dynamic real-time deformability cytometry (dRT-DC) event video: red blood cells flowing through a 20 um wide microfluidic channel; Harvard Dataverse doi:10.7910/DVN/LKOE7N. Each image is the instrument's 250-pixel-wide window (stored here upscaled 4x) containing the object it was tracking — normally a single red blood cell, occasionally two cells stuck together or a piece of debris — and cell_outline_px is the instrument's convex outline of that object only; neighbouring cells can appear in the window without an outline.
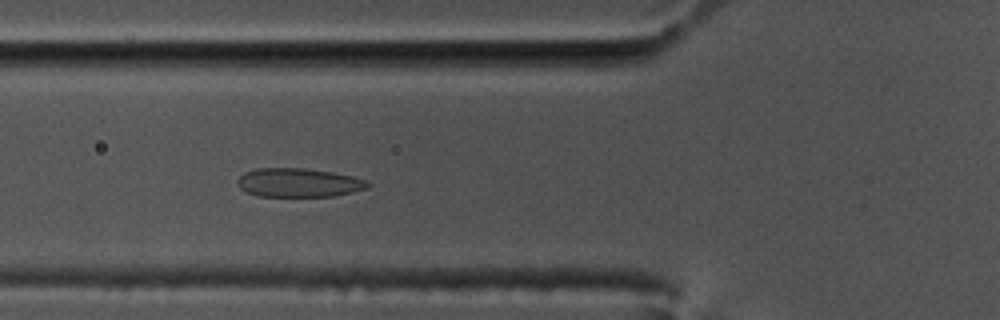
{"species": "common noctule bat (a hibernating species)", "species_latin": "Nyctalus noctula", "temperature_condition": "cold", "stored_images_in_passage": 52, "camera_frame_rate_fps": 3000, "um_per_image_px": 0.085, "animal": {"sex": "male", "body_mass_g": 17.5, "forearm_length_mm": 52.3}, "frame": {"image": 1, "passage_image": 15, "time_ms": 4.667, "image_size_px": [1000, 320], "cell_outline_px": [[372, 184], [368, 188], [332, 196], [260, 196], [248, 192], [240, 188], [236, 184], [236, 180], [244, 172], [256, 168], [304, 168], [332, 172], [352, 176], [368, 180]], "centroid_in_image_um": [25.38, 15.51], "position_along_channel_um": 100.4, "area_um2": 21.91}}
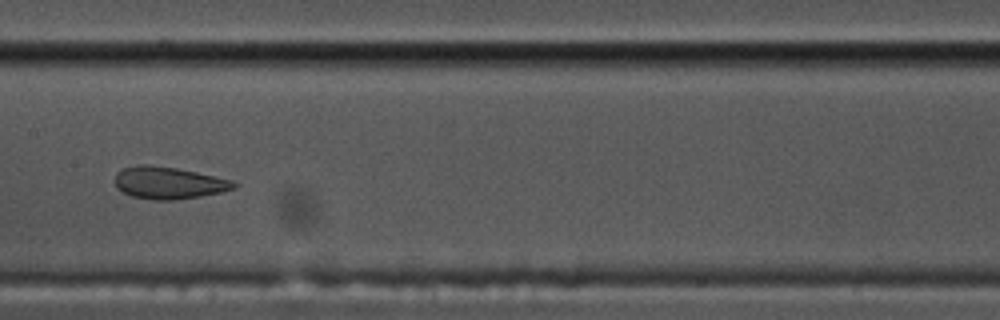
{"frame": {"image": 2, "passage_image": 23, "time_ms": 7.333, "image_size_px": [1000, 320], "cell_outline_px": [[236, 184], [232, 188], [220, 192], [200, 196], [172, 200], [156, 200], [132, 196], [116, 188], [116, 172], [124, 168], [136, 164], [152, 164], [176, 168], [196, 172], [232, 180]], "centroid_in_image_um": [14.28, 15.53], "position_along_channel_um": 193.1, "area_um2": 22.02}}
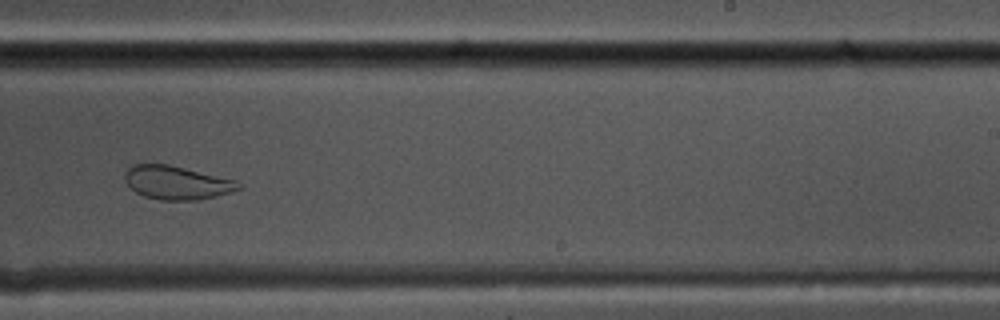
{"frame": {"image": 3, "passage_image": 30, "time_ms": 9.667, "image_size_px": [1000, 320], "cell_outline_px": [[244, 188], [232, 192], [216, 196], [196, 200], [160, 200], [144, 196], [136, 192], [124, 180], [124, 172], [132, 164], [168, 164], [236, 180], [244, 184]], "centroid_in_image_um": [15.06, 15.52], "position_along_channel_um": 273.9, "area_um2": 22.37}, "authors_computed_cell_mechanics": {"area_um2": 23.9003, "velocity_mm_per_s": 3.4722, "shape_relaxation_time_tau1_ms": null, "shape_relaxation_time_tau2_ms": 1.3507, "deformation_change_tau1": null, "deformation_change_tau2": 0.055}}